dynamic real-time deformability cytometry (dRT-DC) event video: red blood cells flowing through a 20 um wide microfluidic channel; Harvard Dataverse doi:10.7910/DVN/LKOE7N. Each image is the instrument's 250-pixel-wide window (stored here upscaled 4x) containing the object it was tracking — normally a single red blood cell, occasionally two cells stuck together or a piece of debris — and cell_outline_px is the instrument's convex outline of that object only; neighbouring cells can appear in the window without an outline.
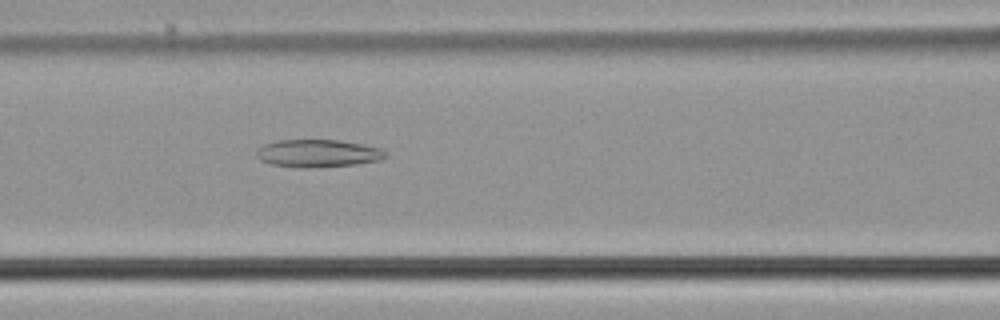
{"species": "common noctule bat (a hibernating species)", "species_latin": "Nyctalus noctula", "temperature_condition": "cold", "stored_images_in_passage": 38, "camera_frame_rate_fps": 3000, "um_per_image_px": 0.085, "animal": {"sex": "male", "body_mass_g": 21.5, "forearm_length_mm": 52.0}, "frame": {"image": 1, "passage_image": 7, "time_ms": 2.0, "image_size_px": [1000, 320], "cell_outline_px": [[388, 156], [380, 160], [356, 164], [308, 168], [300, 168], [272, 164], [260, 160], [256, 156], [256, 148], [264, 144], [276, 140], [340, 140], [380, 148], [388, 152]], "centroid_in_image_um": [27.0, 13.03], "position_along_channel_um": 139.6, "area_um2": 20.92}}
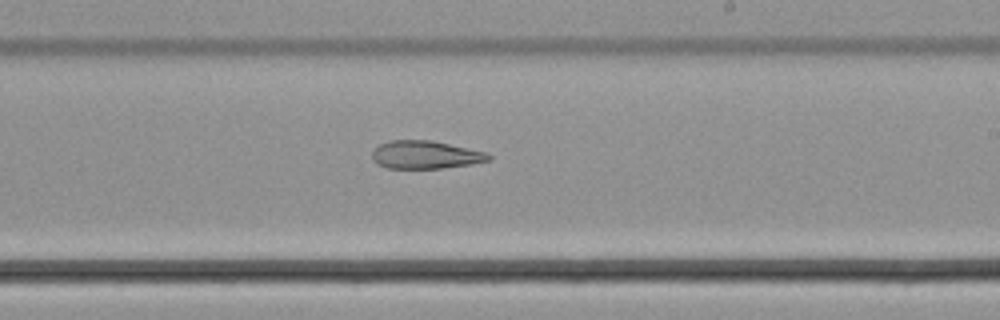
{"frame": {"image": 2, "passage_image": 16, "time_ms": 5.0, "image_size_px": [1000, 320], "cell_outline_px": [[492, 156], [488, 160], [468, 164], [440, 168], [388, 168], [376, 164], [372, 160], [372, 152], [380, 144], [388, 140], [432, 140], [488, 152]], "centroid_in_image_um": [36.13, 13.14], "position_along_channel_um": 252.9, "area_um2": 18.96}}
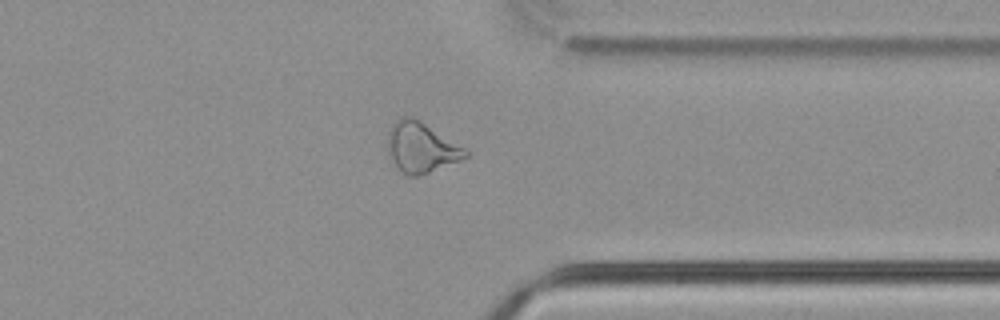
{"frame": {"image": 3, "passage_image": 26, "time_ms": 8.333, "image_size_px": [1000, 320], "cell_outline_px": [[468, 156], [428, 172], [416, 176], [408, 176], [396, 164], [388, 148], [388, 132], [392, 124], [400, 116], [412, 116], [420, 120], [464, 148], [468, 152]], "centroid_in_image_um": [35.78, 12.48], "position_along_channel_um": 375.6, "area_um2": 21.96}, "authors_computed_cell_mechanics": {"area_um2": 21.2415, "velocity_mm_per_s": 3.7798, "shape_relaxation_time_tau1_ms": null, "shape_relaxation_time_tau2_ms": 5.6097, "deformation_change_tau1": null, "deformation_change_tau2": 0.16}}